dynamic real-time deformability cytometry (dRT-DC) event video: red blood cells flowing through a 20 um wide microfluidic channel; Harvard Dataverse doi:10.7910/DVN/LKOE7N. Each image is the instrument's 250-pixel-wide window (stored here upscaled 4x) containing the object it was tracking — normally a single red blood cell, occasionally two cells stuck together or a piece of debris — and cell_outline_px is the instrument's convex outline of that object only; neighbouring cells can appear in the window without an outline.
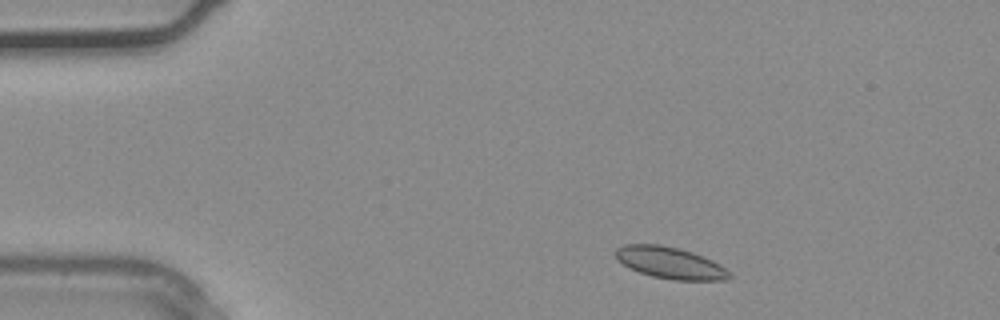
{"species": "common noctule bat (a hibernating species)", "species_latin": "Nyctalus noctula", "temperature_condition": "warm", "stored_images_in_passage": 33, "camera_frame_rate_fps": 3000, "um_per_image_px": 0.085, "animal": {"sex": "male", "body_mass_g": 20.4}, "frame": {"image": 1, "passage_image": 3, "time_ms": 0.667, "image_size_px": [1000, 320], "cell_outline_px": [[732, 276], [728, 280], [672, 280], [652, 276], [640, 272], [616, 260], [616, 248], [624, 244], [660, 244], [680, 248], [692, 252], [712, 260], [720, 264]], "centroid_in_image_um": [56.96, 22.33], "position_along_channel_um": 28.0, "area_um2": 20.92}}
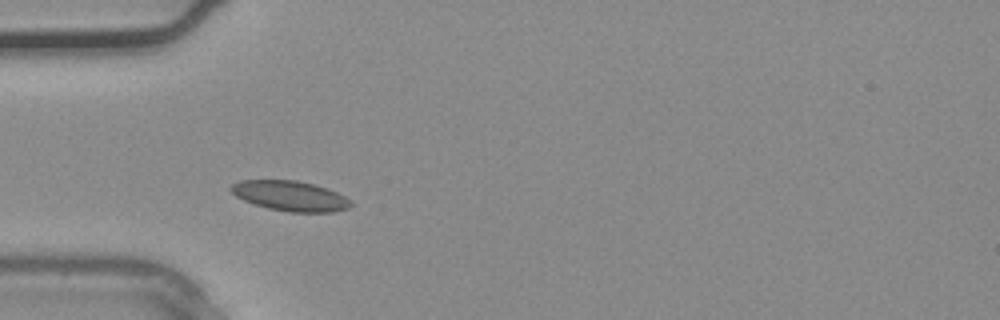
{"frame": {"image": 2, "passage_image": 8, "time_ms": 2.333, "image_size_px": [1000, 320], "cell_outline_px": [[352, 204], [348, 208], [332, 212], [288, 212], [268, 208], [244, 200], [236, 196], [228, 188], [232, 184], [240, 180], [296, 180], [328, 188], [352, 200]], "centroid_in_image_um": [24.67, 16.65], "position_along_channel_um": 60.3, "area_um2": 20.98}}
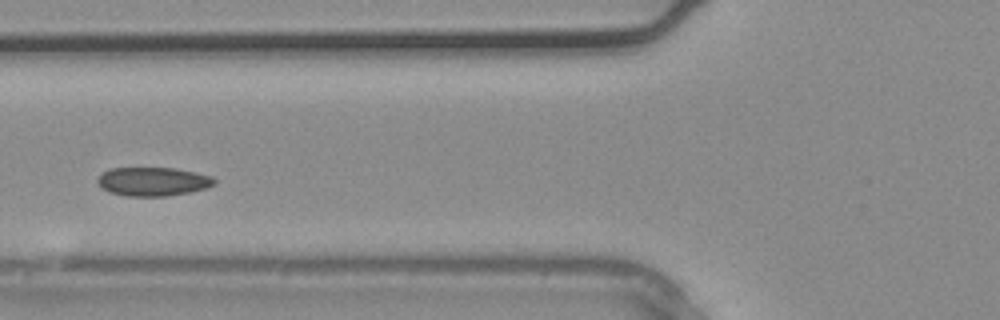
{"frame": {"image": 3, "passage_image": 11, "time_ms": 3.333, "image_size_px": [1000, 320], "cell_outline_px": [[216, 184], [208, 188], [188, 192], [164, 196], [124, 196], [108, 192], [96, 180], [100, 172], [112, 168], [176, 168], [196, 172], [212, 176], [216, 180]], "centroid_in_image_um": [13.01, 15.42], "position_along_channel_um": 112.8, "area_um2": 19.71}}